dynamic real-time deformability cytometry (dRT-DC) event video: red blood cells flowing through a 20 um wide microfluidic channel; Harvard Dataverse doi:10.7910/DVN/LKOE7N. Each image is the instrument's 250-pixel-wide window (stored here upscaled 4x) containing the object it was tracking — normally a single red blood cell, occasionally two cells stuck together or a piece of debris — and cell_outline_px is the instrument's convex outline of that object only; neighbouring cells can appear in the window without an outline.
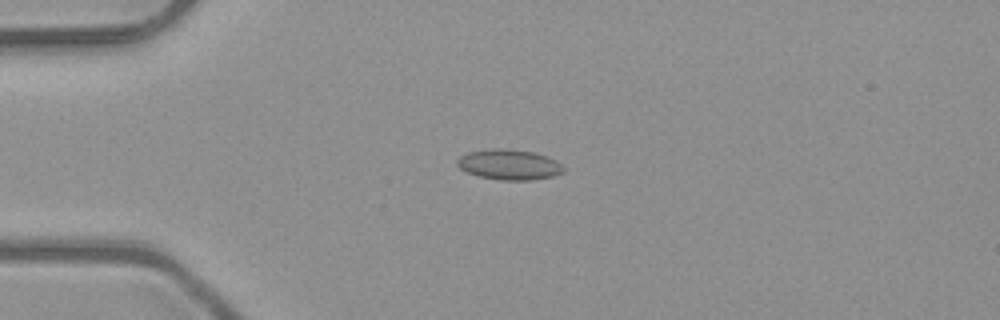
{"species": "common noctule bat (a hibernating species)", "species_latin": "Nyctalus noctula", "temperature_condition": "room temperature", "stored_images_in_passage": 6, "camera_frame_rate_fps": 3000, "um_per_image_px": 0.085, "animal": {"sex": "male", "body_mass_g": 23.1, "forearm_length_mm": 52.7}, "frame": {"image": 1, "passage_image": 4, "time_ms": 1.0, "image_size_px": [1000, 320], "cell_outline_px": [[564, 172], [552, 176], [532, 180], [500, 180], [480, 176], [468, 172], [460, 168], [456, 164], [456, 160], [460, 156], [468, 152], [488, 148], [504, 148], [532, 152], [556, 160], [564, 168]], "centroid_in_image_um": [43.25, 13.98], "position_along_channel_um": 41.8, "area_um2": 18.73}}